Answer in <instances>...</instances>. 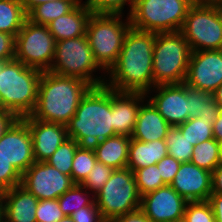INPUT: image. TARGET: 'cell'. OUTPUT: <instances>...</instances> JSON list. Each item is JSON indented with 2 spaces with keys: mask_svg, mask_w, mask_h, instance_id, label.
Listing matches in <instances>:
<instances>
[{
  "mask_svg": "<svg viewBox=\"0 0 222 222\" xmlns=\"http://www.w3.org/2000/svg\"><path fill=\"white\" fill-rule=\"evenodd\" d=\"M60 209L66 216L85 206L95 204V197L83 185L74 184L68 191L58 198Z\"/></svg>",
  "mask_w": 222,
  "mask_h": 222,
  "instance_id": "cell-29",
  "label": "cell"
},
{
  "mask_svg": "<svg viewBox=\"0 0 222 222\" xmlns=\"http://www.w3.org/2000/svg\"><path fill=\"white\" fill-rule=\"evenodd\" d=\"M191 52L222 49V7L218 1H196L180 30Z\"/></svg>",
  "mask_w": 222,
  "mask_h": 222,
  "instance_id": "cell-9",
  "label": "cell"
},
{
  "mask_svg": "<svg viewBox=\"0 0 222 222\" xmlns=\"http://www.w3.org/2000/svg\"><path fill=\"white\" fill-rule=\"evenodd\" d=\"M215 102L220 106L222 110V84L214 92Z\"/></svg>",
  "mask_w": 222,
  "mask_h": 222,
  "instance_id": "cell-49",
  "label": "cell"
},
{
  "mask_svg": "<svg viewBox=\"0 0 222 222\" xmlns=\"http://www.w3.org/2000/svg\"><path fill=\"white\" fill-rule=\"evenodd\" d=\"M208 201L212 207L215 222H222V194L211 193Z\"/></svg>",
  "mask_w": 222,
  "mask_h": 222,
  "instance_id": "cell-45",
  "label": "cell"
},
{
  "mask_svg": "<svg viewBox=\"0 0 222 222\" xmlns=\"http://www.w3.org/2000/svg\"><path fill=\"white\" fill-rule=\"evenodd\" d=\"M94 197L97 207L107 222L140 208L141 196L134 172L129 168L115 169Z\"/></svg>",
  "mask_w": 222,
  "mask_h": 222,
  "instance_id": "cell-10",
  "label": "cell"
},
{
  "mask_svg": "<svg viewBox=\"0 0 222 222\" xmlns=\"http://www.w3.org/2000/svg\"><path fill=\"white\" fill-rule=\"evenodd\" d=\"M187 201L170 185L141 197L140 209L151 222H177L184 218Z\"/></svg>",
  "mask_w": 222,
  "mask_h": 222,
  "instance_id": "cell-15",
  "label": "cell"
},
{
  "mask_svg": "<svg viewBox=\"0 0 222 222\" xmlns=\"http://www.w3.org/2000/svg\"><path fill=\"white\" fill-rule=\"evenodd\" d=\"M58 222H73L70 216H65L64 218L60 219Z\"/></svg>",
  "mask_w": 222,
  "mask_h": 222,
  "instance_id": "cell-50",
  "label": "cell"
},
{
  "mask_svg": "<svg viewBox=\"0 0 222 222\" xmlns=\"http://www.w3.org/2000/svg\"><path fill=\"white\" fill-rule=\"evenodd\" d=\"M165 143L168 149V155L181 163L190 162L194 146L182 135V132L177 126H171L168 129Z\"/></svg>",
  "mask_w": 222,
  "mask_h": 222,
  "instance_id": "cell-30",
  "label": "cell"
},
{
  "mask_svg": "<svg viewBox=\"0 0 222 222\" xmlns=\"http://www.w3.org/2000/svg\"><path fill=\"white\" fill-rule=\"evenodd\" d=\"M213 123L204 118H190L177 127L193 146L213 138Z\"/></svg>",
  "mask_w": 222,
  "mask_h": 222,
  "instance_id": "cell-31",
  "label": "cell"
},
{
  "mask_svg": "<svg viewBox=\"0 0 222 222\" xmlns=\"http://www.w3.org/2000/svg\"><path fill=\"white\" fill-rule=\"evenodd\" d=\"M75 183L46 162H34L23 174L21 185L38 200L58 199Z\"/></svg>",
  "mask_w": 222,
  "mask_h": 222,
  "instance_id": "cell-12",
  "label": "cell"
},
{
  "mask_svg": "<svg viewBox=\"0 0 222 222\" xmlns=\"http://www.w3.org/2000/svg\"><path fill=\"white\" fill-rule=\"evenodd\" d=\"M155 33L130 28L115 64L106 73L105 85L119 92L147 94L153 88Z\"/></svg>",
  "mask_w": 222,
  "mask_h": 222,
  "instance_id": "cell-1",
  "label": "cell"
},
{
  "mask_svg": "<svg viewBox=\"0 0 222 222\" xmlns=\"http://www.w3.org/2000/svg\"><path fill=\"white\" fill-rule=\"evenodd\" d=\"M2 220H3V216H2V212L0 210V222H2Z\"/></svg>",
  "mask_w": 222,
  "mask_h": 222,
  "instance_id": "cell-53",
  "label": "cell"
},
{
  "mask_svg": "<svg viewBox=\"0 0 222 222\" xmlns=\"http://www.w3.org/2000/svg\"><path fill=\"white\" fill-rule=\"evenodd\" d=\"M78 143L68 137L45 162L61 173L71 176L72 162Z\"/></svg>",
  "mask_w": 222,
  "mask_h": 222,
  "instance_id": "cell-32",
  "label": "cell"
},
{
  "mask_svg": "<svg viewBox=\"0 0 222 222\" xmlns=\"http://www.w3.org/2000/svg\"><path fill=\"white\" fill-rule=\"evenodd\" d=\"M22 175L0 153V193L21 184Z\"/></svg>",
  "mask_w": 222,
  "mask_h": 222,
  "instance_id": "cell-39",
  "label": "cell"
},
{
  "mask_svg": "<svg viewBox=\"0 0 222 222\" xmlns=\"http://www.w3.org/2000/svg\"><path fill=\"white\" fill-rule=\"evenodd\" d=\"M56 41L47 25H38L26 19L15 36L14 59L27 67L49 71L55 55Z\"/></svg>",
  "mask_w": 222,
  "mask_h": 222,
  "instance_id": "cell-11",
  "label": "cell"
},
{
  "mask_svg": "<svg viewBox=\"0 0 222 222\" xmlns=\"http://www.w3.org/2000/svg\"><path fill=\"white\" fill-rule=\"evenodd\" d=\"M91 87L81 78L44 71L39 81L37 103L30 116L43 122L67 125Z\"/></svg>",
  "mask_w": 222,
  "mask_h": 222,
  "instance_id": "cell-3",
  "label": "cell"
},
{
  "mask_svg": "<svg viewBox=\"0 0 222 222\" xmlns=\"http://www.w3.org/2000/svg\"><path fill=\"white\" fill-rule=\"evenodd\" d=\"M134 176L141 197L166 185L156 164L135 170Z\"/></svg>",
  "mask_w": 222,
  "mask_h": 222,
  "instance_id": "cell-33",
  "label": "cell"
},
{
  "mask_svg": "<svg viewBox=\"0 0 222 222\" xmlns=\"http://www.w3.org/2000/svg\"><path fill=\"white\" fill-rule=\"evenodd\" d=\"M190 162L204 170L213 172L214 169L222 162L219 142L212 138L196 144L193 148V154Z\"/></svg>",
  "mask_w": 222,
  "mask_h": 222,
  "instance_id": "cell-28",
  "label": "cell"
},
{
  "mask_svg": "<svg viewBox=\"0 0 222 222\" xmlns=\"http://www.w3.org/2000/svg\"><path fill=\"white\" fill-rule=\"evenodd\" d=\"M80 0H56L36 6L27 19L38 25H47L51 21L72 11Z\"/></svg>",
  "mask_w": 222,
  "mask_h": 222,
  "instance_id": "cell-26",
  "label": "cell"
},
{
  "mask_svg": "<svg viewBox=\"0 0 222 222\" xmlns=\"http://www.w3.org/2000/svg\"><path fill=\"white\" fill-rule=\"evenodd\" d=\"M135 0H83L93 13L129 15Z\"/></svg>",
  "mask_w": 222,
  "mask_h": 222,
  "instance_id": "cell-35",
  "label": "cell"
},
{
  "mask_svg": "<svg viewBox=\"0 0 222 222\" xmlns=\"http://www.w3.org/2000/svg\"><path fill=\"white\" fill-rule=\"evenodd\" d=\"M93 12L81 1L72 11L47 24L55 41L86 35L87 24Z\"/></svg>",
  "mask_w": 222,
  "mask_h": 222,
  "instance_id": "cell-22",
  "label": "cell"
},
{
  "mask_svg": "<svg viewBox=\"0 0 222 222\" xmlns=\"http://www.w3.org/2000/svg\"><path fill=\"white\" fill-rule=\"evenodd\" d=\"M27 14L20 0H0V32L14 37L22 29Z\"/></svg>",
  "mask_w": 222,
  "mask_h": 222,
  "instance_id": "cell-27",
  "label": "cell"
},
{
  "mask_svg": "<svg viewBox=\"0 0 222 222\" xmlns=\"http://www.w3.org/2000/svg\"><path fill=\"white\" fill-rule=\"evenodd\" d=\"M212 193L222 194V162L212 172Z\"/></svg>",
  "mask_w": 222,
  "mask_h": 222,
  "instance_id": "cell-46",
  "label": "cell"
},
{
  "mask_svg": "<svg viewBox=\"0 0 222 222\" xmlns=\"http://www.w3.org/2000/svg\"><path fill=\"white\" fill-rule=\"evenodd\" d=\"M188 222H215V216L208 200L188 201L184 210Z\"/></svg>",
  "mask_w": 222,
  "mask_h": 222,
  "instance_id": "cell-37",
  "label": "cell"
},
{
  "mask_svg": "<svg viewBox=\"0 0 222 222\" xmlns=\"http://www.w3.org/2000/svg\"><path fill=\"white\" fill-rule=\"evenodd\" d=\"M177 222H188L185 218L179 219Z\"/></svg>",
  "mask_w": 222,
  "mask_h": 222,
  "instance_id": "cell-52",
  "label": "cell"
},
{
  "mask_svg": "<svg viewBox=\"0 0 222 222\" xmlns=\"http://www.w3.org/2000/svg\"><path fill=\"white\" fill-rule=\"evenodd\" d=\"M39 200L21 184L0 193V210L5 222H36Z\"/></svg>",
  "mask_w": 222,
  "mask_h": 222,
  "instance_id": "cell-19",
  "label": "cell"
},
{
  "mask_svg": "<svg viewBox=\"0 0 222 222\" xmlns=\"http://www.w3.org/2000/svg\"><path fill=\"white\" fill-rule=\"evenodd\" d=\"M146 99V94L119 92L112 89L113 130L116 135L131 137L140 105Z\"/></svg>",
  "mask_w": 222,
  "mask_h": 222,
  "instance_id": "cell-20",
  "label": "cell"
},
{
  "mask_svg": "<svg viewBox=\"0 0 222 222\" xmlns=\"http://www.w3.org/2000/svg\"><path fill=\"white\" fill-rule=\"evenodd\" d=\"M218 2H219V4H220V6L222 7V0H219Z\"/></svg>",
  "mask_w": 222,
  "mask_h": 222,
  "instance_id": "cell-55",
  "label": "cell"
},
{
  "mask_svg": "<svg viewBox=\"0 0 222 222\" xmlns=\"http://www.w3.org/2000/svg\"><path fill=\"white\" fill-rule=\"evenodd\" d=\"M197 0H135L128 15L131 27L140 31H180L190 7Z\"/></svg>",
  "mask_w": 222,
  "mask_h": 222,
  "instance_id": "cell-8",
  "label": "cell"
},
{
  "mask_svg": "<svg viewBox=\"0 0 222 222\" xmlns=\"http://www.w3.org/2000/svg\"><path fill=\"white\" fill-rule=\"evenodd\" d=\"M197 1H219V0H197Z\"/></svg>",
  "mask_w": 222,
  "mask_h": 222,
  "instance_id": "cell-54",
  "label": "cell"
},
{
  "mask_svg": "<svg viewBox=\"0 0 222 222\" xmlns=\"http://www.w3.org/2000/svg\"><path fill=\"white\" fill-rule=\"evenodd\" d=\"M168 155L165 139L141 142L131 139L129 145L127 168L132 172L137 169L157 164Z\"/></svg>",
  "mask_w": 222,
  "mask_h": 222,
  "instance_id": "cell-23",
  "label": "cell"
},
{
  "mask_svg": "<svg viewBox=\"0 0 222 222\" xmlns=\"http://www.w3.org/2000/svg\"><path fill=\"white\" fill-rule=\"evenodd\" d=\"M0 153L22 175L35 161L28 124L19 118L0 139Z\"/></svg>",
  "mask_w": 222,
  "mask_h": 222,
  "instance_id": "cell-16",
  "label": "cell"
},
{
  "mask_svg": "<svg viewBox=\"0 0 222 222\" xmlns=\"http://www.w3.org/2000/svg\"><path fill=\"white\" fill-rule=\"evenodd\" d=\"M73 222H107L96 203L91 206H85L80 208L78 211L73 212L70 215Z\"/></svg>",
  "mask_w": 222,
  "mask_h": 222,
  "instance_id": "cell-41",
  "label": "cell"
},
{
  "mask_svg": "<svg viewBox=\"0 0 222 222\" xmlns=\"http://www.w3.org/2000/svg\"><path fill=\"white\" fill-rule=\"evenodd\" d=\"M170 186L187 202L208 200L212 193V172L191 162H184Z\"/></svg>",
  "mask_w": 222,
  "mask_h": 222,
  "instance_id": "cell-17",
  "label": "cell"
},
{
  "mask_svg": "<svg viewBox=\"0 0 222 222\" xmlns=\"http://www.w3.org/2000/svg\"><path fill=\"white\" fill-rule=\"evenodd\" d=\"M212 128L213 138L217 141L222 139V110L220 111L218 118L214 121Z\"/></svg>",
  "mask_w": 222,
  "mask_h": 222,
  "instance_id": "cell-48",
  "label": "cell"
},
{
  "mask_svg": "<svg viewBox=\"0 0 222 222\" xmlns=\"http://www.w3.org/2000/svg\"><path fill=\"white\" fill-rule=\"evenodd\" d=\"M218 142H219L220 157L222 161V139H220Z\"/></svg>",
  "mask_w": 222,
  "mask_h": 222,
  "instance_id": "cell-51",
  "label": "cell"
},
{
  "mask_svg": "<svg viewBox=\"0 0 222 222\" xmlns=\"http://www.w3.org/2000/svg\"><path fill=\"white\" fill-rule=\"evenodd\" d=\"M97 162L94 151L77 148L74 154L71 178L75 184H81Z\"/></svg>",
  "mask_w": 222,
  "mask_h": 222,
  "instance_id": "cell-34",
  "label": "cell"
},
{
  "mask_svg": "<svg viewBox=\"0 0 222 222\" xmlns=\"http://www.w3.org/2000/svg\"><path fill=\"white\" fill-rule=\"evenodd\" d=\"M53 73L78 77L92 86L105 84L106 72L96 62L87 36L56 41Z\"/></svg>",
  "mask_w": 222,
  "mask_h": 222,
  "instance_id": "cell-6",
  "label": "cell"
},
{
  "mask_svg": "<svg viewBox=\"0 0 222 222\" xmlns=\"http://www.w3.org/2000/svg\"><path fill=\"white\" fill-rule=\"evenodd\" d=\"M170 127L154 105L146 99L140 105L131 139L141 142L165 139Z\"/></svg>",
  "mask_w": 222,
  "mask_h": 222,
  "instance_id": "cell-21",
  "label": "cell"
},
{
  "mask_svg": "<svg viewBox=\"0 0 222 222\" xmlns=\"http://www.w3.org/2000/svg\"><path fill=\"white\" fill-rule=\"evenodd\" d=\"M109 222H151L146 214L139 208L134 211L118 216Z\"/></svg>",
  "mask_w": 222,
  "mask_h": 222,
  "instance_id": "cell-43",
  "label": "cell"
},
{
  "mask_svg": "<svg viewBox=\"0 0 222 222\" xmlns=\"http://www.w3.org/2000/svg\"><path fill=\"white\" fill-rule=\"evenodd\" d=\"M15 56V37L0 32V62L13 60Z\"/></svg>",
  "mask_w": 222,
  "mask_h": 222,
  "instance_id": "cell-42",
  "label": "cell"
},
{
  "mask_svg": "<svg viewBox=\"0 0 222 222\" xmlns=\"http://www.w3.org/2000/svg\"><path fill=\"white\" fill-rule=\"evenodd\" d=\"M114 170V168L97 161L81 185L95 196L109 180Z\"/></svg>",
  "mask_w": 222,
  "mask_h": 222,
  "instance_id": "cell-36",
  "label": "cell"
},
{
  "mask_svg": "<svg viewBox=\"0 0 222 222\" xmlns=\"http://www.w3.org/2000/svg\"><path fill=\"white\" fill-rule=\"evenodd\" d=\"M188 101L189 119L201 117L214 123L218 118L221 108L215 102L214 93L188 86Z\"/></svg>",
  "mask_w": 222,
  "mask_h": 222,
  "instance_id": "cell-25",
  "label": "cell"
},
{
  "mask_svg": "<svg viewBox=\"0 0 222 222\" xmlns=\"http://www.w3.org/2000/svg\"><path fill=\"white\" fill-rule=\"evenodd\" d=\"M36 222H58L66 215L60 209L58 199L39 200L36 209Z\"/></svg>",
  "mask_w": 222,
  "mask_h": 222,
  "instance_id": "cell-38",
  "label": "cell"
},
{
  "mask_svg": "<svg viewBox=\"0 0 222 222\" xmlns=\"http://www.w3.org/2000/svg\"><path fill=\"white\" fill-rule=\"evenodd\" d=\"M146 98L170 126H178L189 119L188 85L185 83L156 85Z\"/></svg>",
  "mask_w": 222,
  "mask_h": 222,
  "instance_id": "cell-14",
  "label": "cell"
},
{
  "mask_svg": "<svg viewBox=\"0 0 222 222\" xmlns=\"http://www.w3.org/2000/svg\"><path fill=\"white\" fill-rule=\"evenodd\" d=\"M22 119L28 124L31 133L36 162H45L68 138L66 125L43 122L30 115L22 117Z\"/></svg>",
  "mask_w": 222,
  "mask_h": 222,
  "instance_id": "cell-18",
  "label": "cell"
},
{
  "mask_svg": "<svg viewBox=\"0 0 222 222\" xmlns=\"http://www.w3.org/2000/svg\"><path fill=\"white\" fill-rule=\"evenodd\" d=\"M191 50L180 31L155 33L153 48V87L184 83Z\"/></svg>",
  "mask_w": 222,
  "mask_h": 222,
  "instance_id": "cell-7",
  "label": "cell"
},
{
  "mask_svg": "<svg viewBox=\"0 0 222 222\" xmlns=\"http://www.w3.org/2000/svg\"><path fill=\"white\" fill-rule=\"evenodd\" d=\"M67 126V135L78 147L95 151L101 141L116 136L113 130L112 89L92 86L83 96Z\"/></svg>",
  "mask_w": 222,
  "mask_h": 222,
  "instance_id": "cell-2",
  "label": "cell"
},
{
  "mask_svg": "<svg viewBox=\"0 0 222 222\" xmlns=\"http://www.w3.org/2000/svg\"><path fill=\"white\" fill-rule=\"evenodd\" d=\"M130 141L131 137L125 135H116L101 141L94 151L97 161L114 169L127 168Z\"/></svg>",
  "mask_w": 222,
  "mask_h": 222,
  "instance_id": "cell-24",
  "label": "cell"
},
{
  "mask_svg": "<svg viewBox=\"0 0 222 222\" xmlns=\"http://www.w3.org/2000/svg\"><path fill=\"white\" fill-rule=\"evenodd\" d=\"M18 119L12 111L0 108V139Z\"/></svg>",
  "mask_w": 222,
  "mask_h": 222,
  "instance_id": "cell-44",
  "label": "cell"
},
{
  "mask_svg": "<svg viewBox=\"0 0 222 222\" xmlns=\"http://www.w3.org/2000/svg\"><path fill=\"white\" fill-rule=\"evenodd\" d=\"M130 28L125 14L93 13L90 17L86 36L96 62L106 73L117 61Z\"/></svg>",
  "mask_w": 222,
  "mask_h": 222,
  "instance_id": "cell-5",
  "label": "cell"
},
{
  "mask_svg": "<svg viewBox=\"0 0 222 222\" xmlns=\"http://www.w3.org/2000/svg\"><path fill=\"white\" fill-rule=\"evenodd\" d=\"M184 83L214 93L222 84V49L191 52Z\"/></svg>",
  "mask_w": 222,
  "mask_h": 222,
  "instance_id": "cell-13",
  "label": "cell"
},
{
  "mask_svg": "<svg viewBox=\"0 0 222 222\" xmlns=\"http://www.w3.org/2000/svg\"><path fill=\"white\" fill-rule=\"evenodd\" d=\"M162 180L166 185H170L179 170L181 162L170 155L162 158L157 164Z\"/></svg>",
  "mask_w": 222,
  "mask_h": 222,
  "instance_id": "cell-40",
  "label": "cell"
},
{
  "mask_svg": "<svg viewBox=\"0 0 222 222\" xmlns=\"http://www.w3.org/2000/svg\"><path fill=\"white\" fill-rule=\"evenodd\" d=\"M24 12L28 15L36 6L44 4L45 2L49 1H56V0H20Z\"/></svg>",
  "mask_w": 222,
  "mask_h": 222,
  "instance_id": "cell-47",
  "label": "cell"
},
{
  "mask_svg": "<svg viewBox=\"0 0 222 222\" xmlns=\"http://www.w3.org/2000/svg\"><path fill=\"white\" fill-rule=\"evenodd\" d=\"M42 71L27 67L18 60L0 65V108L19 118L30 115L36 106Z\"/></svg>",
  "mask_w": 222,
  "mask_h": 222,
  "instance_id": "cell-4",
  "label": "cell"
}]
</instances>
